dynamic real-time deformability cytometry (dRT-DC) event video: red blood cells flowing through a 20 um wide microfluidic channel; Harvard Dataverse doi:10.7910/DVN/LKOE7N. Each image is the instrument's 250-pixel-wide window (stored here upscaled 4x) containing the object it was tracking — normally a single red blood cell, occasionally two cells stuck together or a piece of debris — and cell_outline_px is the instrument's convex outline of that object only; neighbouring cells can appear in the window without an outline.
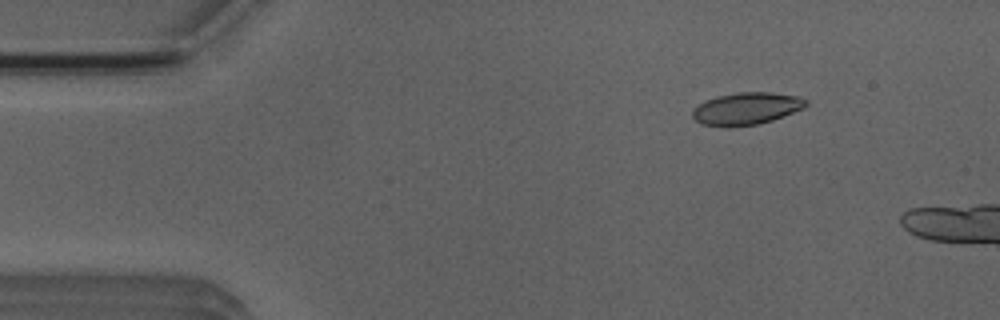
{"species": "Egyptian fruit bat (a non-hibernating species)", "species_latin": "Rousettus aegyptiacus", "temperature_condition": "room temperature", "stored_images_in_passage": 3, "camera_frame_rate_fps": 3000, "um_per_image_px": 0.085, "animal": {"sex": "male"}, "frame": {"image": 1, "passage_image": 1, "time_ms": 0.0, "image_size_px": [1000, 320], "cell_outline_px": [[808, 104], [804, 108], [784, 116], [772, 120], [756, 124], [700, 124], [692, 116], [692, 108], [716, 96], [736, 92], [772, 92], [800, 96], [808, 100]], "centroid_in_image_um": [63.52, 9.18], "position_along_channel_um": 21.5, "area_um2": 20.81}}